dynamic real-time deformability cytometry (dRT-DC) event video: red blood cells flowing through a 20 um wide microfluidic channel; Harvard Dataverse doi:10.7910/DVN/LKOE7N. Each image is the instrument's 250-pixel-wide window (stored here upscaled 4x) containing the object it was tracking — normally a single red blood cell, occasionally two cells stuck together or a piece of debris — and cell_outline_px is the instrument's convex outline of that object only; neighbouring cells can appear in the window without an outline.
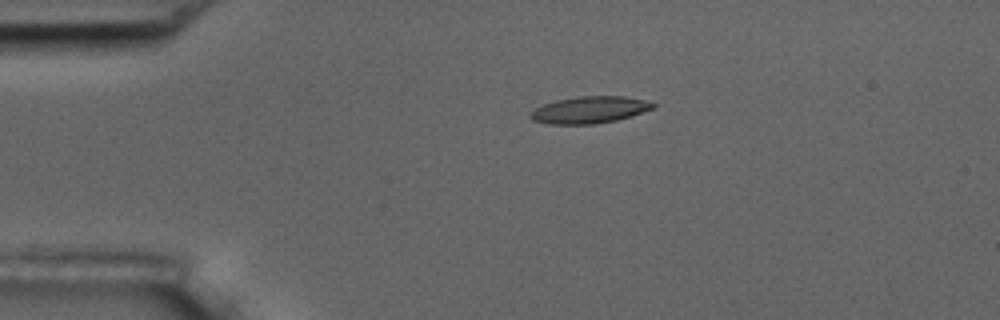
{"species": "common noctule bat (a hibernating species)", "species_latin": "Nyctalus noctula", "temperature_condition": "room temperature", "stored_images_in_passage": 5, "camera_frame_rate_fps": 3000, "um_per_image_px": 0.085, "animal": {"sex": "male", "body_mass_g": 17.5, "forearm_length_mm": 52.3}, "frame": {"image": 1, "passage_image": 4, "time_ms": 1.0, "image_size_px": [1000, 320], "cell_outline_px": [[656, 104], [652, 108], [632, 116], [616, 120], [596, 124], [548, 124], [532, 120], [528, 116], [536, 108], [544, 104], [556, 100], [576, 96], [624, 96], [644, 100]], "centroid_in_image_um": [50.09, 9.34], "position_along_channel_um": 34.9, "area_um2": 19.13}}